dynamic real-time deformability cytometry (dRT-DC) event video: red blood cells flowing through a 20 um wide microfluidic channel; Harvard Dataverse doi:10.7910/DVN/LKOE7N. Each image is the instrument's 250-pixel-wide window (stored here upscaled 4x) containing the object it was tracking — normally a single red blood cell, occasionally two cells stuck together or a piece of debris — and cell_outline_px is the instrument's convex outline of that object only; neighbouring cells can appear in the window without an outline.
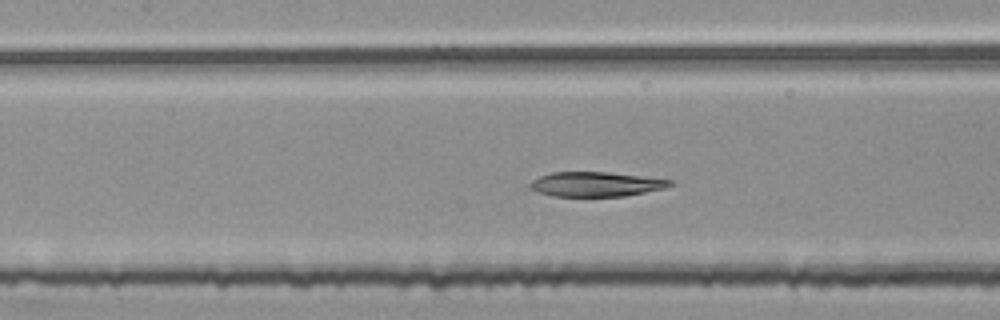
{"species": "common noctule bat (a hibernating species)", "species_latin": "Nyctalus noctula", "temperature_condition": "room temperature", "stored_images_in_passage": 51, "segment_of_instrument_passage": [2, 2], "camera_frame_rate_fps": 3000, "um_per_image_px": 0.085, "animal": {"sex": "female", "body_mass_g": 25.1}, "frame": {"image": 1, "passage_image": 24, "time_ms": 7.667, "image_size_px": [1000, 320], "cell_outline_px": [[672, 184], [664, 188], [624, 196], [552, 196], [528, 188], [528, 184], [532, 180], [540, 176], [552, 172], [608, 172], [672, 180]], "centroid_in_image_um": [50.59, 15.65], "position_along_channel_um": 156.8, "area_um2": 19.88}}
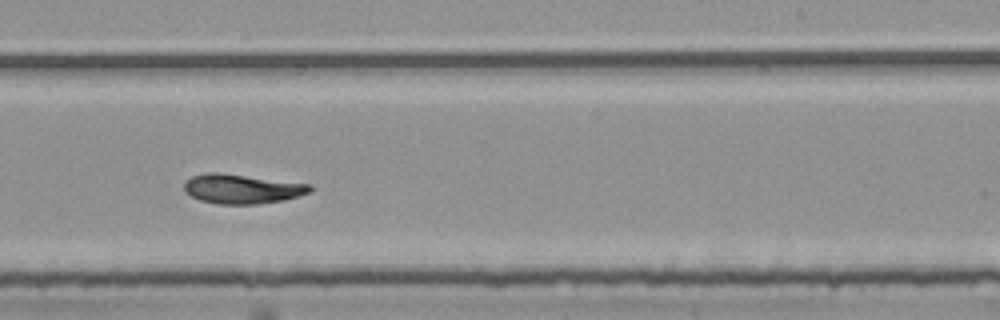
{"frame": {"image": 2, "passage_image": 33, "time_ms": 10.667, "image_size_px": [1000, 320], "cell_outline_px": [[312, 192], [284, 200], [256, 204], [216, 204], [200, 200], [184, 192], [184, 184], [192, 176], [204, 172], [216, 172], [312, 184]], "centroid_in_image_um": [20.57, 16.05], "position_along_channel_um": 268.4, "area_um2": 21.62}}
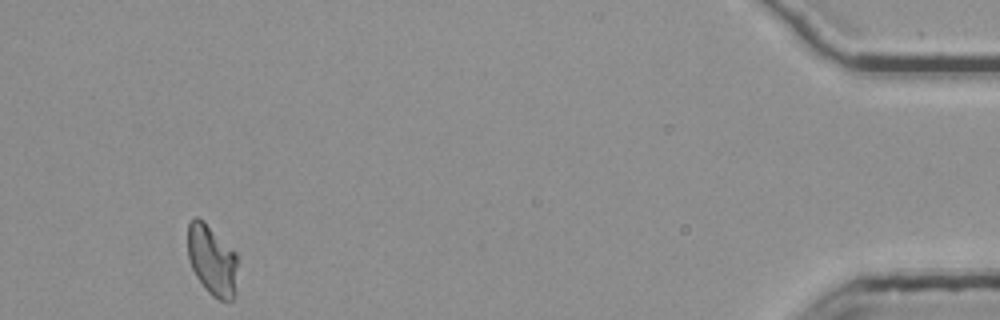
{"frame": {"image": 3, "passage_image": 51, "time_ms": 16.667, "image_size_px": [1000, 320], "cell_outline_px": [[240, 260], [236, 292], [232, 300], [220, 300], [212, 296], [204, 288], [196, 276], [188, 260], [188, 224], [196, 216], [204, 220], [236, 252]], "centroid_in_image_um": [18.08, 22.13], "position_along_channel_um": 417.1, "area_um2": 21.15}}